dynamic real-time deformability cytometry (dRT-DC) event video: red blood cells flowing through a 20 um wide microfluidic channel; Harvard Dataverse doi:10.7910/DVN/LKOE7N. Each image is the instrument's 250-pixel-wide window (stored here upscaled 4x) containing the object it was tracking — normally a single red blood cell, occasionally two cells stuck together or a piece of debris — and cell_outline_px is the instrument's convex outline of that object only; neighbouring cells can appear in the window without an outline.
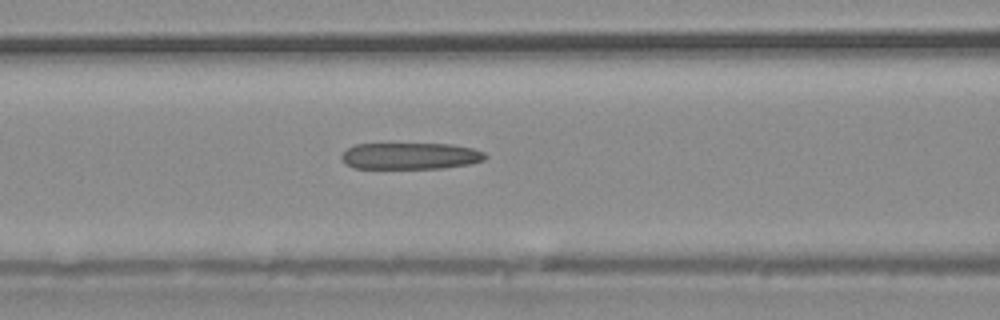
{"species": "common noctule bat (a hibernating species)", "species_latin": "Nyctalus noctula", "temperature_condition": "warm", "stored_images_in_passage": 19, "camera_frame_rate_fps": 3000, "um_per_image_px": 0.085, "animal": {"sex": "male", "body_mass_g": 20.4}, "frame": {"image": 1, "passage_image": 4, "time_ms": 1.0, "image_size_px": [1000, 320], "cell_outline_px": [[488, 156], [484, 160], [468, 164], [444, 168], [352, 168], [344, 164], [340, 160], [340, 156], [348, 148], [356, 144], [452, 144], [472, 148], [484, 152]], "centroid_in_image_um": [34.85, 13.26], "position_along_channel_um": 131.7, "area_um2": 22.37}}
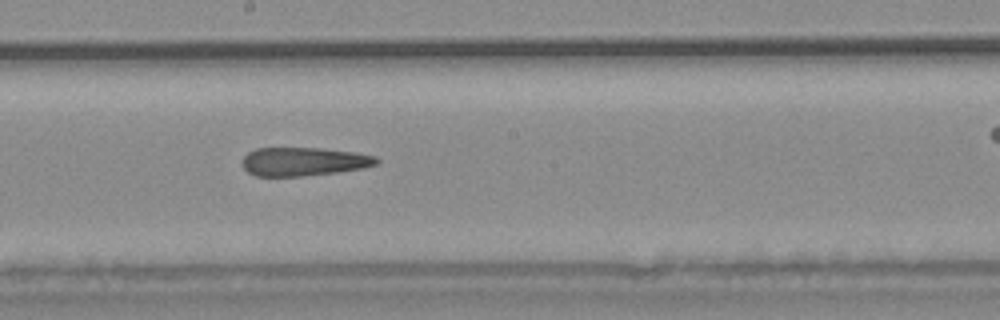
{"frame": {"image": 2, "passage_image": 9, "time_ms": 2.667, "image_size_px": [1000, 320], "cell_outline_px": [[380, 160], [376, 164], [364, 168], [336, 172], [304, 176], [256, 176], [248, 172], [244, 168], [244, 156], [248, 152], [256, 148], [316, 148], [356, 152], [376, 156]], "centroid_in_image_um": [25.84, 13.73], "position_along_channel_um": 222.4, "area_um2": 22.25}}